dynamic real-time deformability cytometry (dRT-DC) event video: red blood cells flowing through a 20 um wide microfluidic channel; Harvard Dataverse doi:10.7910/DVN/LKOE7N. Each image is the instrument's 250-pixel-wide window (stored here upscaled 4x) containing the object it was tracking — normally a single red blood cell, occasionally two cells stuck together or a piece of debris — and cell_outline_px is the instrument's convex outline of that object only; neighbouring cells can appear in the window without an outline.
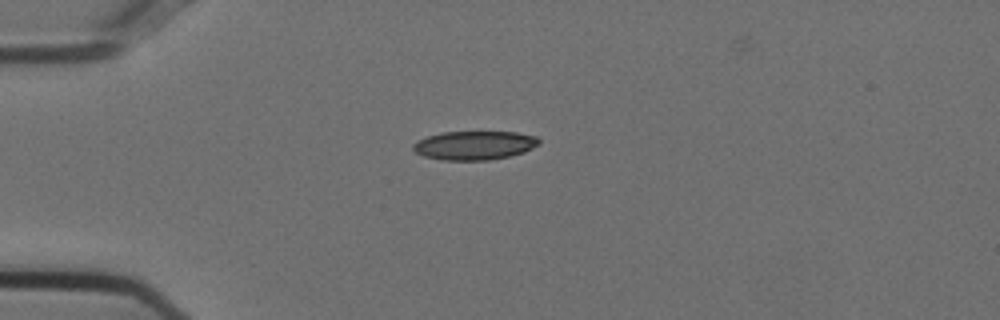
{"species": "Egyptian fruit bat (a non-hibernating species)", "species_latin": "Rousettus aegyptiacus", "temperature_condition": "cold", "stored_images_in_passage": 37, "camera_frame_rate_fps": 3000, "um_per_image_px": 0.085, "animal": {"sex": "female"}, "frame": {"image": 1, "passage_image": 1, "time_ms": 0.0, "image_size_px": [1000, 320], "cell_outline_px": [[540, 144], [524, 152], [508, 156], [488, 160], [440, 160], [424, 156], [416, 152], [412, 148], [412, 144], [416, 140], [428, 136], [444, 132], [516, 132], [536, 136], [540, 140]], "centroid_in_image_um": [40.31, 12.35], "position_along_channel_um": 44.7, "area_um2": 21.15}}
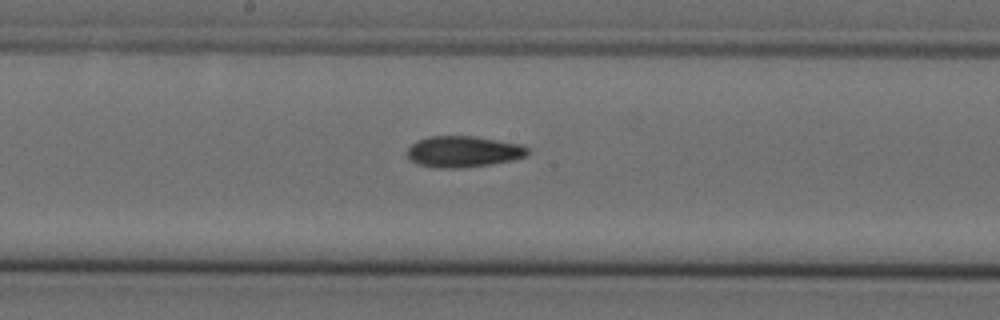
{"frame": {"image": 2, "passage_image": 16, "time_ms": 5.0, "image_size_px": [1000, 320], "cell_outline_px": [[528, 156], [512, 160], [464, 168], [432, 168], [416, 164], [408, 156], [408, 148], [416, 140], [428, 136], [476, 136], [520, 144], [528, 148]], "centroid_in_image_um": [39.36, 12.89], "position_along_channel_um": 208.8, "area_um2": 22.02}}
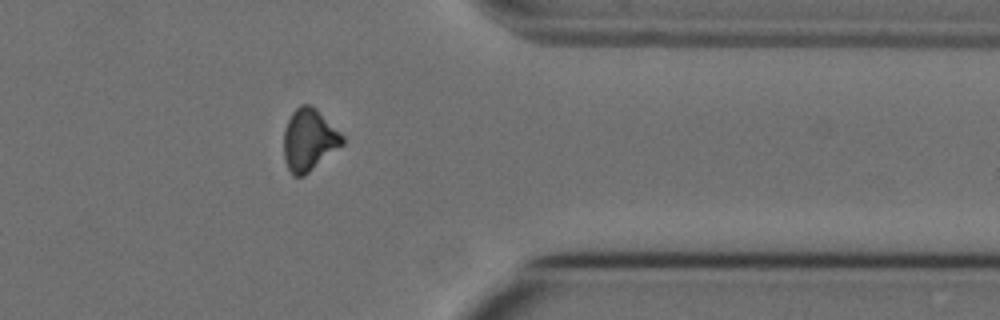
{"frame": {"image": 3, "passage_image": 31, "time_ms": 10.0, "image_size_px": [1000, 320], "cell_outline_px": [[344, 144], [304, 176], [292, 176], [284, 160], [284, 128], [292, 112], [300, 104], [308, 104], [316, 108], [344, 136]], "centroid_in_image_um": [26.26, 11.89], "position_along_channel_um": 385.1, "area_um2": 21.21}}